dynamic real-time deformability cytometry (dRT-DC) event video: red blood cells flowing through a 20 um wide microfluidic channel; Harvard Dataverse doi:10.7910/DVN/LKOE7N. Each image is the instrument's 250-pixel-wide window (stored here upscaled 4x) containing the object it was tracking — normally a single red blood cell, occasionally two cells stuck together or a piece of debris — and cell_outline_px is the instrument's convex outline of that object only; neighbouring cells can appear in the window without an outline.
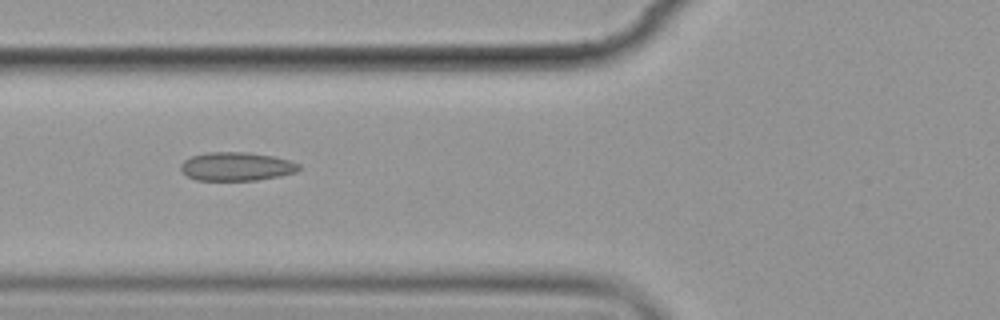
{"species": "common noctule bat (a hibernating species)", "species_latin": "Nyctalus noctula", "temperature_condition": "cold", "stored_images_in_passage": 9, "camera_frame_rate_fps": 3000, "um_per_image_px": 0.085, "animal": {"sex": "female", "body_mass_g": 19.9}, "frame": {"image": 1, "passage_image": 7, "time_ms": 7.0, "image_size_px": [1000, 320], "cell_outline_px": [[300, 168], [296, 172], [280, 176], [256, 180], [196, 180], [188, 176], [180, 168], [180, 164], [184, 160], [192, 156], [208, 152], [248, 152], [272, 156], [288, 160], [300, 164]], "centroid_in_image_um": [20.1, 14.15], "position_along_channel_um": 105.7, "area_um2": 19.59}}
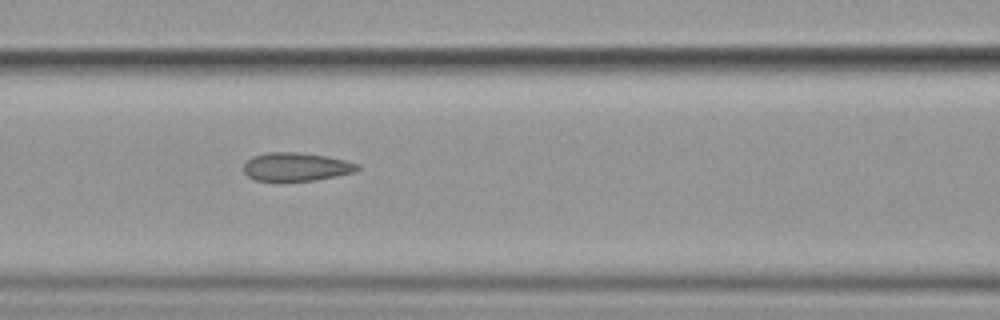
{"frame": {"image": 2, "passage_image": 8, "time_ms": 8.0, "image_size_px": [1000, 320], "cell_outline_px": [[360, 168], [356, 172], [316, 180], [256, 180], [248, 176], [244, 172], [244, 164], [252, 156], [268, 152], [296, 152], [324, 156], [344, 160], [360, 164]], "centroid_in_image_um": [25.19, 14.17], "position_along_channel_um": 141.4, "area_um2": 18.61}}
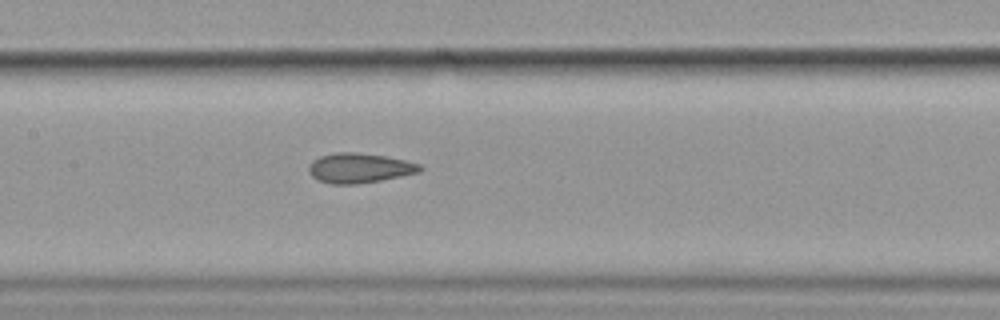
{"frame": {"image": 3, "passage_image": 9, "time_ms": 9.0, "image_size_px": [1000, 320], "cell_outline_px": [[424, 168], [420, 172], [380, 180], [356, 184], [332, 184], [320, 180], [312, 176], [308, 172], [308, 164], [312, 160], [320, 156], [336, 152], [356, 152], [384, 156], [404, 160], [420, 164]], "centroid_in_image_um": [30.53, 14.27], "position_along_channel_um": 176.9, "area_um2": 19.25}}